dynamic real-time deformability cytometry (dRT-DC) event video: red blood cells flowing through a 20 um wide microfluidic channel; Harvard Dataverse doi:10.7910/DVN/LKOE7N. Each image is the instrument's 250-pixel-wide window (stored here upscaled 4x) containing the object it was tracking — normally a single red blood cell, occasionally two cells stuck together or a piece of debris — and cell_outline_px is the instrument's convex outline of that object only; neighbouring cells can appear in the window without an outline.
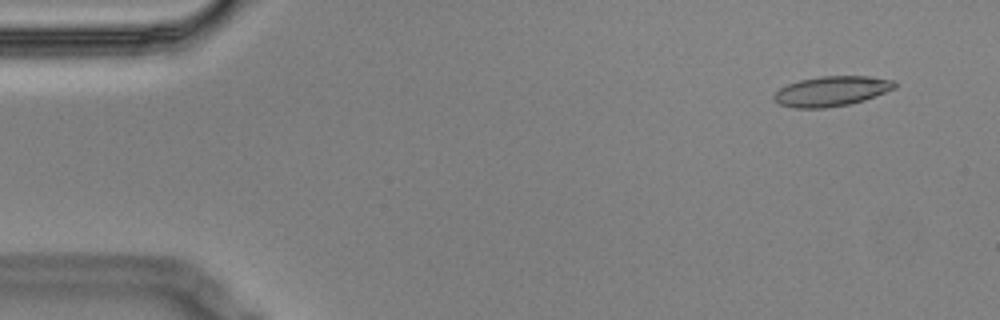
{"species": "Egyptian fruit bat (a non-hibernating species)", "species_latin": "Rousettus aegyptiacus", "temperature_condition": "cold", "stored_images_in_passage": 9, "camera_frame_rate_fps": 3000, "um_per_image_px": 0.085, "animal": {"sex": "male"}, "frame": {"image": 1, "passage_image": 1, "time_ms": 0.0, "image_size_px": [1000, 320], "cell_outline_px": [[896, 88], [864, 100], [848, 104], [824, 108], [796, 108], [780, 104], [772, 96], [780, 88], [788, 84], [800, 80], [820, 76], [868, 76], [892, 80], [896, 84]], "centroid_in_image_um": [70.68, 7.74], "position_along_channel_um": 14.3, "area_um2": 20.87}}
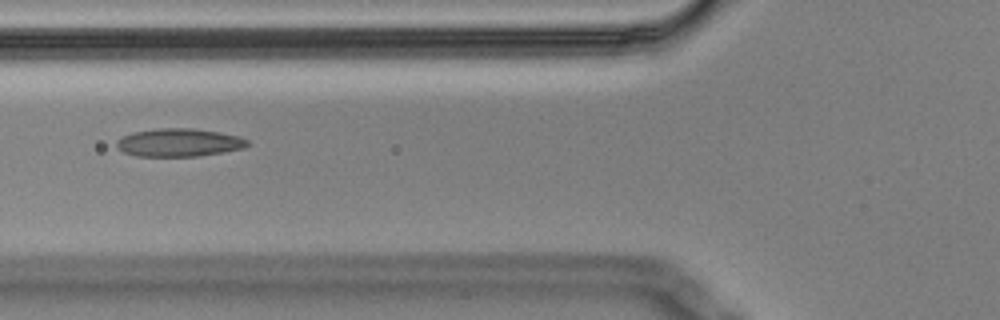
{"frame": {"image": 2, "passage_image": 6, "time_ms": 1.667, "image_size_px": [1000, 320], "cell_outline_px": [[248, 144], [244, 148], [224, 152], [200, 156], [136, 156], [124, 152], [116, 148], [116, 140], [132, 132], [156, 128], [192, 128], [220, 132], [240, 136], [248, 140]], "centroid_in_image_um": [15.21, 12.11], "position_along_channel_um": 110.6, "area_um2": 21.56}}
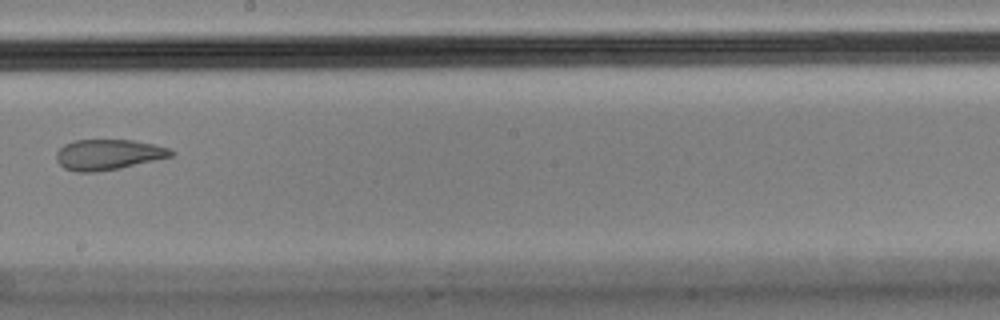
{"frame": {"image": 3, "passage_image": 9, "time_ms": 2.667, "image_size_px": [1000, 320], "cell_outline_px": [[176, 152], [172, 156], [120, 168], [96, 172], [76, 172], [64, 168], [56, 160], [56, 152], [64, 144], [72, 140], [132, 140], [156, 144], [168, 148]], "centroid_in_image_um": [9.18, 13.13], "position_along_channel_um": 239.0, "area_um2": 20.46}}